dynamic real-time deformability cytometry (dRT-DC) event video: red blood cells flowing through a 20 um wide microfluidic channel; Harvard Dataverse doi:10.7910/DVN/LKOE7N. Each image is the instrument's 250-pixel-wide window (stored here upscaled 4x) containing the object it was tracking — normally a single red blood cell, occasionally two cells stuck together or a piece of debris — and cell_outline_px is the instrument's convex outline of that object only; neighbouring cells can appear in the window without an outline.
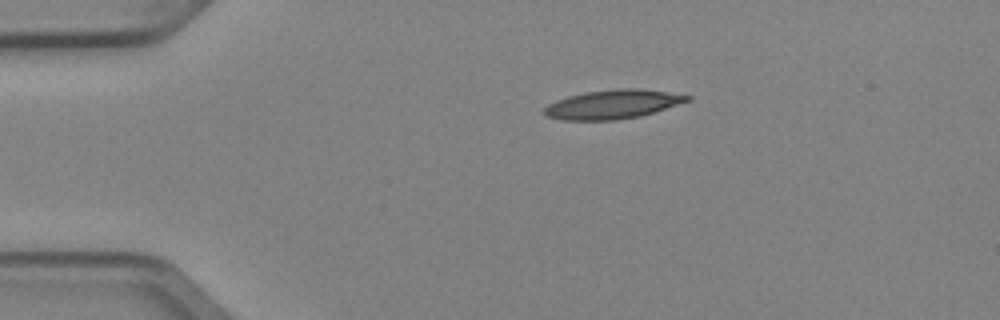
{"species": "Egyptian fruit bat (a non-hibernating species)", "species_latin": "Rousettus aegyptiacus", "temperature_condition": "cold", "stored_images_in_passage": 2, "camera_frame_rate_fps": 3000, "um_per_image_px": 0.085, "animal": {"sex": "female"}, "frame": {"image": 1, "passage_image": 1, "time_ms": 0.0, "image_size_px": [1000, 320], "cell_outline_px": [[692, 100], [640, 116], [616, 120], [564, 120], [544, 116], [544, 108], [548, 104], [556, 100], [568, 96], [584, 92], [616, 88], [636, 88], [668, 92], [692, 96]], "centroid_in_image_um": [52.07, 8.86], "position_along_channel_um": 32.9, "area_um2": 24.22}}